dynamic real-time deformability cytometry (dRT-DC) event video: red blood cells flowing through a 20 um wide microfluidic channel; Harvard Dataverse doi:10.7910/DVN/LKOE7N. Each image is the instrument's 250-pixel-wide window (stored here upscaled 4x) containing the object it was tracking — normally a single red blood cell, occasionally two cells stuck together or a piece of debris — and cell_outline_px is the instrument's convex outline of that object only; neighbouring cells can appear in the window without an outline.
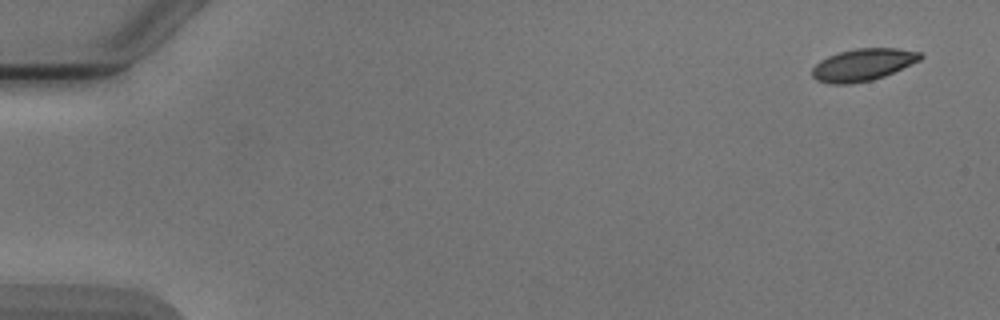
{"species": "Egyptian fruit bat (a non-hibernating species)", "species_latin": "Rousettus aegyptiacus", "temperature_condition": "cold", "stored_images_in_passage": 4, "camera_frame_rate_fps": 3000, "um_per_image_px": 0.085, "animal": {"sex": "male"}, "frame": {"image": 1, "passage_image": 1, "time_ms": 0.0, "image_size_px": [1000, 320], "cell_outline_px": [[924, 56], [920, 60], [884, 76], [872, 80], [852, 84], [828, 84], [816, 80], [812, 76], [812, 68], [820, 60], [828, 56], [840, 52], [856, 48], [896, 48], [920, 52]], "centroid_in_image_um": [73.32, 5.51], "position_along_channel_um": 11.7, "area_um2": 20.29}}
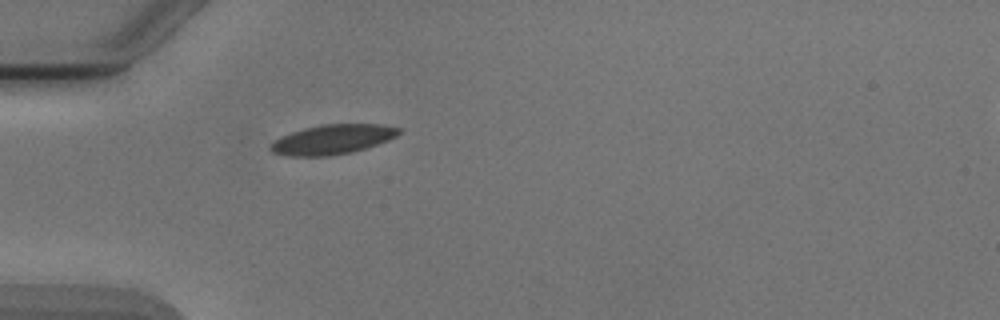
{"frame": {"image": 2, "passage_image": 4, "time_ms": 4.667, "image_size_px": [1000, 320], "cell_outline_px": [[400, 132], [396, 136], [388, 140], [352, 152], [328, 156], [288, 156], [272, 152], [272, 144], [276, 140], [292, 132], [304, 128], [320, 124], [380, 124], [400, 128]], "centroid_in_image_um": [28.29, 11.84], "position_along_channel_um": 56.7, "area_um2": 21.79}}